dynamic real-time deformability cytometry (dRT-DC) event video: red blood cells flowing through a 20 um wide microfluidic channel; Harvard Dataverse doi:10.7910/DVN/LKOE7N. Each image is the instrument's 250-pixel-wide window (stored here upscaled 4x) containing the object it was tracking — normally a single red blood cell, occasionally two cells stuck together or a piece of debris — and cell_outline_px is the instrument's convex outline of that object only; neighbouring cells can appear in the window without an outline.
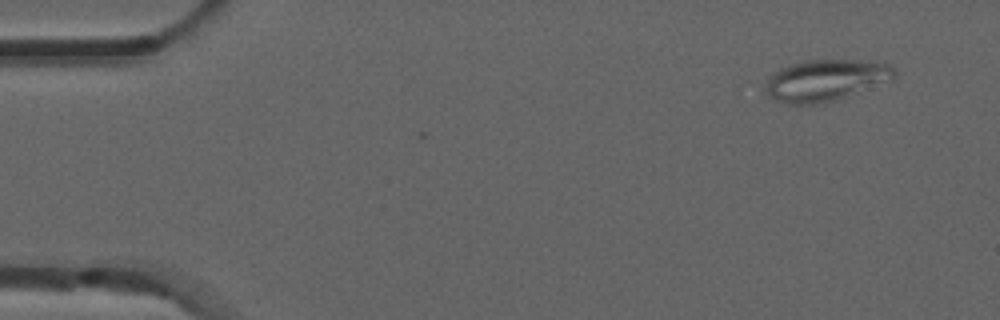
{"species": "common noctule bat (a hibernating species)", "species_latin": "Nyctalus noctula", "temperature_condition": "room temperature", "stored_images_in_passage": 2, "camera_frame_rate_fps": 3000, "um_per_image_px": 0.085, "animal": {"sex": "male", "forearm_length_mm": 52.5}, "frame": {"image": 1, "passage_image": 2, "time_ms": 0.333, "image_size_px": [1000, 320], "cell_outline_px": [[896, 76], [892, 80], [832, 100], [816, 104], [788, 104], [776, 100], [764, 88], [764, 84], [768, 76], [772, 72], [780, 68], [792, 64], [808, 60], [856, 60], [888, 64], [896, 72]], "centroid_in_image_um": [70.13, 6.81], "position_along_channel_um": 14.9, "area_um2": 30.63}}